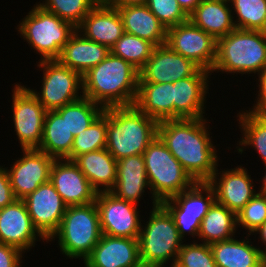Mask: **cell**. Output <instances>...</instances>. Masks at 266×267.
<instances>
[{"instance_id":"6da1fadb","label":"cell","mask_w":266,"mask_h":267,"mask_svg":"<svg viewBox=\"0 0 266 267\" xmlns=\"http://www.w3.org/2000/svg\"><path fill=\"white\" fill-rule=\"evenodd\" d=\"M207 125V118L158 123V136L195 182H208L218 169L220 158Z\"/></svg>"},{"instance_id":"7a4b0ae2","label":"cell","mask_w":266,"mask_h":267,"mask_svg":"<svg viewBox=\"0 0 266 267\" xmlns=\"http://www.w3.org/2000/svg\"><path fill=\"white\" fill-rule=\"evenodd\" d=\"M139 70L111 52L82 76V94L109 107L132 106L138 90Z\"/></svg>"},{"instance_id":"3957f363","label":"cell","mask_w":266,"mask_h":267,"mask_svg":"<svg viewBox=\"0 0 266 267\" xmlns=\"http://www.w3.org/2000/svg\"><path fill=\"white\" fill-rule=\"evenodd\" d=\"M158 135V122L134 105L107 108L106 149L118 161L141 155Z\"/></svg>"},{"instance_id":"277c9868","label":"cell","mask_w":266,"mask_h":267,"mask_svg":"<svg viewBox=\"0 0 266 267\" xmlns=\"http://www.w3.org/2000/svg\"><path fill=\"white\" fill-rule=\"evenodd\" d=\"M266 68L264 31L235 28L217 40V58L211 73L259 74Z\"/></svg>"},{"instance_id":"5b68a950","label":"cell","mask_w":266,"mask_h":267,"mask_svg":"<svg viewBox=\"0 0 266 267\" xmlns=\"http://www.w3.org/2000/svg\"><path fill=\"white\" fill-rule=\"evenodd\" d=\"M102 236L96 203L67 206L58 230L47 241L58 238L60 252L68 259L84 260Z\"/></svg>"},{"instance_id":"8992f818","label":"cell","mask_w":266,"mask_h":267,"mask_svg":"<svg viewBox=\"0 0 266 267\" xmlns=\"http://www.w3.org/2000/svg\"><path fill=\"white\" fill-rule=\"evenodd\" d=\"M149 220L141 225L139 235L140 260L143 267H165L175 264L183 245L174 219L161 204L154 206Z\"/></svg>"},{"instance_id":"52a82bcc","label":"cell","mask_w":266,"mask_h":267,"mask_svg":"<svg viewBox=\"0 0 266 267\" xmlns=\"http://www.w3.org/2000/svg\"><path fill=\"white\" fill-rule=\"evenodd\" d=\"M143 157L153 207L196 183L158 135L145 149Z\"/></svg>"},{"instance_id":"ba28073f","label":"cell","mask_w":266,"mask_h":267,"mask_svg":"<svg viewBox=\"0 0 266 267\" xmlns=\"http://www.w3.org/2000/svg\"><path fill=\"white\" fill-rule=\"evenodd\" d=\"M18 32L31 49L36 50L39 60H57L70 36L76 31L68 21L43 9L38 3L19 21Z\"/></svg>"},{"instance_id":"9c48e42d","label":"cell","mask_w":266,"mask_h":267,"mask_svg":"<svg viewBox=\"0 0 266 267\" xmlns=\"http://www.w3.org/2000/svg\"><path fill=\"white\" fill-rule=\"evenodd\" d=\"M38 63L37 67L43 70L41 92L28 89L47 111L56 110L83 96L79 95L83 92L82 76L78 72L62 65L58 60H39Z\"/></svg>"},{"instance_id":"30bf717a","label":"cell","mask_w":266,"mask_h":267,"mask_svg":"<svg viewBox=\"0 0 266 267\" xmlns=\"http://www.w3.org/2000/svg\"><path fill=\"white\" fill-rule=\"evenodd\" d=\"M215 201V194L207 182H196L189 189L161 204L172 215L180 237H197L202 219ZM187 232V233H186Z\"/></svg>"},{"instance_id":"8fae6325","label":"cell","mask_w":266,"mask_h":267,"mask_svg":"<svg viewBox=\"0 0 266 267\" xmlns=\"http://www.w3.org/2000/svg\"><path fill=\"white\" fill-rule=\"evenodd\" d=\"M14 131L22 149H38L42 137L47 110L31 91L19 83L12 90Z\"/></svg>"},{"instance_id":"7c38bea8","label":"cell","mask_w":266,"mask_h":267,"mask_svg":"<svg viewBox=\"0 0 266 267\" xmlns=\"http://www.w3.org/2000/svg\"><path fill=\"white\" fill-rule=\"evenodd\" d=\"M166 44L200 69L212 71L217 58V40L190 20L167 29Z\"/></svg>"},{"instance_id":"4fadbf2b","label":"cell","mask_w":266,"mask_h":267,"mask_svg":"<svg viewBox=\"0 0 266 267\" xmlns=\"http://www.w3.org/2000/svg\"><path fill=\"white\" fill-rule=\"evenodd\" d=\"M95 203L102 234L139 239L143 220L137 205L119 199L111 192L97 193Z\"/></svg>"},{"instance_id":"5bb4252c","label":"cell","mask_w":266,"mask_h":267,"mask_svg":"<svg viewBox=\"0 0 266 267\" xmlns=\"http://www.w3.org/2000/svg\"><path fill=\"white\" fill-rule=\"evenodd\" d=\"M22 158L16 160L7 173L16 199H24L40 185L50 181L55 160L39 149H22Z\"/></svg>"},{"instance_id":"9a60e30c","label":"cell","mask_w":266,"mask_h":267,"mask_svg":"<svg viewBox=\"0 0 266 267\" xmlns=\"http://www.w3.org/2000/svg\"><path fill=\"white\" fill-rule=\"evenodd\" d=\"M34 227L48 241L58 230L67 205L48 181L22 199Z\"/></svg>"},{"instance_id":"2e32d148","label":"cell","mask_w":266,"mask_h":267,"mask_svg":"<svg viewBox=\"0 0 266 267\" xmlns=\"http://www.w3.org/2000/svg\"><path fill=\"white\" fill-rule=\"evenodd\" d=\"M198 69L191 60L163 44L155 46L151 57L139 70L138 83H174L192 76Z\"/></svg>"},{"instance_id":"e0dca14e","label":"cell","mask_w":266,"mask_h":267,"mask_svg":"<svg viewBox=\"0 0 266 267\" xmlns=\"http://www.w3.org/2000/svg\"><path fill=\"white\" fill-rule=\"evenodd\" d=\"M246 169L243 166H237L228 170L224 169L219 173V170H216L207 182L214 191L215 201L236 215L258 193Z\"/></svg>"},{"instance_id":"ac0fdd59","label":"cell","mask_w":266,"mask_h":267,"mask_svg":"<svg viewBox=\"0 0 266 267\" xmlns=\"http://www.w3.org/2000/svg\"><path fill=\"white\" fill-rule=\"evenodd\" d=\"M50 182L67 206L87 205L96 200L98 192L73 160L55 159Z\"/></svg>"},{"instance_id":"d6986e66","label":"cell","mask_w":266,"mask_h":267,"mask_svg":"<svg viewBox=\"0 0 266 267\" xmlns=\"http://www.w3.org/2000/svg\"><path fill=\"white\" fill-rule=\"evenodd\" d=\"M38 237L47 242L34 227L23 200L16 199L0 209V243L17 247L25 253L35 247Z\"/></svg>"},{"instance_id":"ffe728a7","label":"cell","mask_w":266,"mask_h":267,"mask_svg":"<svg viewBox=\"0 0 266 267\" xmlns=\"http://www.w3.org/2000/svg\"><path fill=\"white\" fill-rule=\"evenodd\" d=\"M211 74L199 68L192 76L173 83V119L204 118Z\"/></svg>"},{"instance_id":"44dd1931","label":"cell","mask_w":266,"mask_h":267,"mask_svg":"<svg viewBox=\"0 0 266 267\" xmlns=\"http://www.w3.org/2000/svg\"><path fill=\"white\" fill-rule=\"evenodd\" d=\"M83 263L86 267H143L139 240L102 234Z\"/></svg>"},{"instance_id":"7402d4cb","label":"cell","mask_w":266,"mask_h":267,"mask_svg":"<svg viewBox=\"0 0 266 267\" xmlns=\"http://www.w3.org/2000/svg\"><path fill=\"white\" fill-rule=\"evenodd\" d=\"M85 38L107 46L109 49L124 34L117 8L99 1L76 28Z\"/></svg>"},{"instance_id":"603a6c76","label":"cell","mask_w":266,"mask_h":267,"mask_svg":"<svg viewBox=\"0 0 266 267\" xmlns=\"http://www.w3.org/2000/svg\"><path fill=\"white\" fill-rule=\"evenodd\" d=\"M146 187L150 189L143 154L117 161L116 182L109 192L119 199L137 205Z\"/></svg>"},{"instance_id":"cb8c5ba5","label":"cell","mask_w":266,"mask_h":267,"mask_svg":"<svg viewBox=\"0 0 266 267\" xmlns=\"http://www.w3.org/2000/svg\"><path fill=\"white\" fill-rule=\"evenodd\" d=\"M109 53L110 49L107 46L85 38L76 30L63 47L57 60L83 76L103 61Z\"/></svg>"},{"instance_id":"d4e9b609","label":"cell","mask_w":266,"mask_h":267,"mask_svg":"<svg viewBox=\"0 0 266 267\" xmlns=\"http://www.w3.org/2000/svg\"><path fill=\"white\" fill-rule=\"evenodd\" d=\"M117 9L124 33L148 40L155 46L166 44L167 29L146 5H128Z\"/></svg>"},{"instance_id":"484cf974","label":"cell","mask_w":266,"mask_h":267,"mask_svg":"<svg viewBox=\"0 0 266 267\" xmlns=\"http://www.w3.org/2000/svg\"><path fill=\"white\" fill-rule=\"evenodd\" d=\"M246 238V239H245ZM243 240L235 239L210 244L216 267H263L266 254L260 247L250 243L246 236Z\"/></svg>"},{"instance_id":"4316f807","label":"cell","mask_w":266,"mask_h":267,"mask_svg":"<svg viewBox=\"0 0 266 267\" xmlns=\"http://www.w3.org/2000/svg\"><path fill=\"white\" fill-rule=\"evenodd\" d=\"M229 0H202L189 20L216 40L235 29Z\"/></svg>"},{"instance_id":"83f0119b","label":"cell","mask_w":266,"mask_h":267,"mask_svg":"<svg viewBox=\"0 0 266 267\" xmlns=\"http://www.w3.org/2000/svg\"><path fill=\"white\" fill-rule=\"evenodd\" d=\"M158 123L173 119V83H138L133 104Z\"/></svg>"},{"instance_id":"f1b7e54d","label":"cell","mask_w":266,"mask_h":267,"mask_svg":"<svg viewBox=\"0 0 266 267\" xmlns=\"http://www.w3.org/2000/svg\"><path fill=\"white\" fill-rule=\"evenodd\" d=\"M74 162L98 193L109 192L115 185L117 160L106 148L82 154Z\"/></svg>"},{"instance_id":"f546056e","label":"cell","mask_w":266,"mask_h":267,"mask_svg":"<svg viewBox=\"0 0 266 267\" xmlns=\"http://www.w3.org/2000/svg\"><path fill=\"white\" fill-rule=\"evenodd\" d=\"M74 137L67 126V114L48 110L44 118L43 137L38 149L55 159H66L71 154Z\"/></svg>"},{"instance_id":"4dcf8cb0","label":"cell","mask_w":266,"mask_h":267,"mask_svg":"<svg viewBox=\"0 0 266 267\" xmlns=\"http://www.w3.org/2000/svg\"><path fill=\"white\" fill-rule=\"evenodd\" d=\"M236 228L237 215L214 201L202 219L198 239L205 244L229 240L235 235Z\"/></svg>"},{"instance_id":"1f68e13d","label":"cell","mask_w":266,"mask_h":267,"mask_svg":"<svg viewBox=\"0 0 266 267\" xmlns=\"http://www.w3.org/2000/svg\"><path fill=\"white\" fill-rule=\"evenodd\" d=\"M245 111L237 114L239 128L243 134V137L237 141V143L239 142V146L236 147L237 152L242 154L244 147L246 149V147L251 146L259 153L264 165H266V117L256 116L247 110Z\"/></svg>"},{"instance_id":"d6a6232c","label":"cell","mask_w":266,"mask_h":267,"mask_svg":"<svg viewBox=\"0 0 266 267\" xmlns=\"http://www.w3.org/2000/svg\"><path fill=\"white\" fill-rule=\"evenodd\" d=\"M107 108L73 140L71 154L66 158L75 160L78 156L106 148Z\"/></svg>"},{"instance_id":"836d02e7","label":"cell","mask_w":266,"mask_h":267,"mask_svg":"<svg viewBox=\"0 0 266 267\" xmlns=\"http://www.w3.org/2000/svg\"><path fill=\"white\" fill-rule=\"evenodd\" d=\"M59 114H67L69 131L76 136L84 131L104 111V108L85 96L56 109Z\"/></svg>"},{"instance_id":"e575fe53","label":"cell","mask_w":266,"mask_h":267,"mask_svg":"<svg viewBox=\"0 0 266 267\" xmlns=\"http://www.w3.org/2000/svg\"><path fill=\"white\" fill-rule=\"evenodd\" d=\"M229 3L232 12L237 15L233 16V20L238 17L233 21L235 28L259 31L266 29V0H229Z\"/></svg>"},{"instance_id":"d590c367","label":"cell","mask_w":266,"mask_h":267,"mask_svg":"<svg viewBox=\"0 0 266 267\" xmlns=\"http://www.w3.org/2000/svg\"><path fill=\"white\" fill-rule=\"evenodd\" d=\"M155 45L138 36L124 33L111 47L110 52L140 70L151 57Z\"/></svg>"},{"instance_id":"8d00e7d4","label":"cell","mask_w":266,"mask_h":267,"mask_svg":"<svg viewBox=\"0 0 266 267\" xmlns=\"http://www.w3.org/2000/svg\"><path fill=\"white\" fill-rule=\"evenodd\" d=\"M100 0H43V9L78 27L83 18Z\"/></svg>"},{"instance_id":"74e56055","label":"cell","mask_w":266,"mask_h":267,"mask_svg":"<svg viewBox=\"0 0 266 267\" xmlns=\"http://www.w3.org/2000/svg\"><path fill=\"white\" fill-rule=\"evenodd\" d=\"M177 267H216L210 244H183L175 262Z\"/></svg>"},{"instance_id":"f35d334b","label":"cell","mask_w":266,"mask_h":267,"mask_svg":"<svg viewBox=\"0 0 266 267\" xmlns=\"http://www.w3.org/2000/svg\"><path fill=\"white\" fill-rule=\"evenodd\" d=\"M265 221L266 195L257 193L237 214V227L246 229L250 237Z\"/></svg>"},{"instance_id":"ab89813d","label":"cell","mask_w":266,"mask_h":267,"mask_svg":"<svg viewBox=\"0 0 266 267\" xmlns=\"http://www.w3.org/2000/svg\"><path fill=\"white\" fill-rule=\"evenodd\" d=\"M166 29L189 20L177 0H147L145 4Z\"/></svg>"},{"instance_id":"60d3db41","label":"cell","mask_w":266,"mask_h":267,"mask_svg":"<svg viewBox=\"0 0 266 267\" xmlns=\"http://www.w3.org/2000/svg\"><path fill=\"white\" fill-rule=\"evenodd\" d=\"M22 253L17 247L0 243V267H21Z\"/></svg>"},{"instance_id":"b9f144b4","label":"cell","mask_w":266,"mask_h":267,"mask_svg":"<svg viewBox=\"0 0 266 267\" xmlns=\"http://www.w3.org/2000/svg\"><path fill=\"white\" fill-rule=\"evenodd\" d=\"M258 97L256 100V103L253 104L252 109L250 108L249 112H251L253 115L260 116V117H266V68L260 72L258 75ZM255 105V106H254Z\"/></svg>"},{"instance_id":"7bdbcfd3","label":"cell","mask_w":266,"mask_h":267,"mask_svg":"<svg viewBox=\"0 0 266 267\" xmlns=\"http://www.w3.org/2000/svg\"><path fill=\"white\" fill-rule=\"evenodd\" d=\"M15 200L7 168L0 166V209L12 204Z\"/></svg>"},{"instance_id":"ee69618b","label":"cell","mask_w":266,"mask_h":267,"mask_svg":"<svg viewBox=\"0 0 266 267\" xmlns=\"http://www.w3.org/2000/svg\"><path fill=\"white\" fill-rule=\"evenodd\" d=\"M103 4L114 8L128 5H145L147 0H100Z\"/></svg>"},{"instance_id":"f6af8a7d","label":"cell","mask_w":266,"mask_h":267,"mask_svg":"<svg viewBox=\"0 0 266 267\" xmlns=\"http://www.w3.org/2000/svg\"><path fill=\"white\" fill-rule=\"evenodd\" d=\"M179 6L189 16L202 0H177Z\"/></svg>"},{"instance_id":"bcb514c9","label":"cell","mask_w":266,"mask_h":267,"mask_svg":"<svg viewBox=\"0 0 266 267\" xmlns=\"http://www.w3.org/2000/svg\"><path fill=\"white\" fill-rule=\"evenodd\" d=\"M253 233H255L256 235L259 234L260 236L258 238L264 245H266V221ZM263 252L266 254V248L263 250Z\"/></svg>"},{"instance_id":"7dc6e473","label":"cell","mask_w":266,"mask_h":267,"mask_svg":"<svg viewBox=\"0 0 266 267\" xmlns=\"http://www.w3.org/2000/svg\"><path fill=\"white\" fill-rule=\"evenodd\" d=\"M264 167H265L264 169H266V165ZM265 172H264L265 175L262 177L263 180L261 181L262 186L260 188V191H258V193L263 194V195H266V173Z\"/></svg>"},{"instance_id":"c3c4849f","label":"cell","mask_w":266,"mask_h":267,"mask_svg":"<svg viewBox=\"0 0 266 267\" xmlns=\"http://www.w3.org/2000/svg\"><path fill=\"white\" fill-rule=\"evenodd\" d=\"M263 267H266V256H265V259H264V262H263Z\"/></svg>"}]
</instances>
